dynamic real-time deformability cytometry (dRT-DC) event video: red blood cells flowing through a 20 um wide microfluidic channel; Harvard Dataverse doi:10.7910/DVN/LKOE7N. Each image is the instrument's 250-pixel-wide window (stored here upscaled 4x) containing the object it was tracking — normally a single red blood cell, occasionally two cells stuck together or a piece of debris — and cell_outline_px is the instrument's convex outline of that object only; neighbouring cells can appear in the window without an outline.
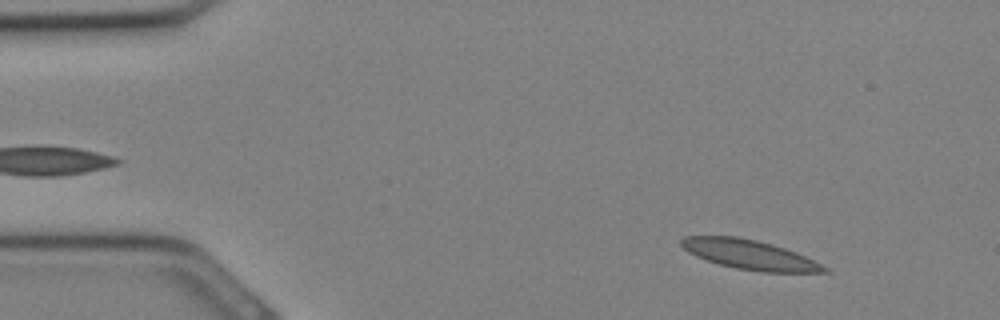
{"species": "Egyptian fruit bat (a non-hibernating species)", "species_latin": "Rousettus aegyptiacus", "temperature_condition": "cold", "stored_images_in_passage": 9, "camera_frame_rate_fps": 3000, "um_per_image_px": 0.085, "animal": {"sex": "female"}, "frame": {"image": 1, "passage_image": 3, "time_ms": 0.667, "image_size_px": [1000, 320], "cell_outline_px": [[832, 272], [764, 272], [736, 268], [720, 264], [696, 256], [688, 252], [680, 244], [680, 240], [684, 236], [736, 236], [756, 240], [772, 244], [796, 252], [828, 268]], "centroid_in_image_um": [63.7, 21.64], "position_along_channel_um": 21.3, "area_um2": 24.28}}